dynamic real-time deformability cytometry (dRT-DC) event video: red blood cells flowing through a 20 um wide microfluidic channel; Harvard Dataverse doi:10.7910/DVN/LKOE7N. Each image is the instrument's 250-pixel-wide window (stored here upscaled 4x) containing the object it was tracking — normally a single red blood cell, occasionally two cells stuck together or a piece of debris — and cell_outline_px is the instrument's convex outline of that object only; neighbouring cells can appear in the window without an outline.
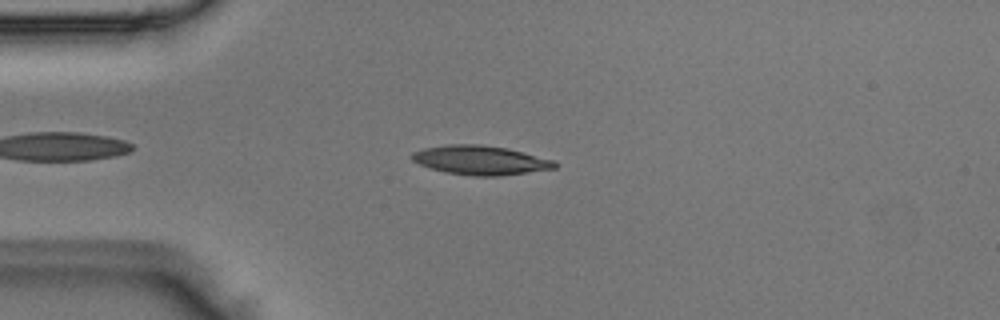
{"species": "Egyptian fruit bat (a non-hibernating species)", "species_latin": "Rousettus aegyptiacus", "temperature_condition": "room temperature", "stored_images_in_passage": 3, "camera_frame_rate_fps": 3000, "um_per_image_px": 0.085, "animal": {"sex": "male"}, "frame": {"image": 1, "passage_image": 3, "time_ms": 0.667, "image_size_px": [1000, 320], "cell_outline_px": [[556, 168], [500, 176], [472, 176], [444, 172], [420, 164], [412, 160], [412, 152], [424, 148], [444, 144], [480, 144], [508, 148], [556, 160]], "centroid_in_image_um": [40.85, 13.61], "position_along_channel_um": 44.1, "area_um2": 24.39}}